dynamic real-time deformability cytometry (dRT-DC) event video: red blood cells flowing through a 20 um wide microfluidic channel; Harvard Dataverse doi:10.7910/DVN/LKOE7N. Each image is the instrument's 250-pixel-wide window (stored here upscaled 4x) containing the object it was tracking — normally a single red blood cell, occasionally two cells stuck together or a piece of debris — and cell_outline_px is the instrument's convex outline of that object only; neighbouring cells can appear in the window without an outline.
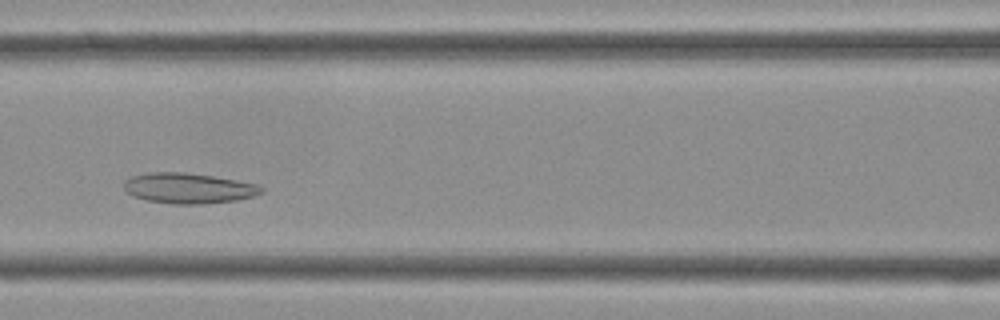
{"species": "Egyptian fruit bat (a non-hibernating species)", "species_latin": "Rousettus aegyptiacus", "temperature_condition": "cold", "stored_images_in_passage": 37, "camera_frame_rate_fps": 3000, "um_per_image_px": 0.085, "frame": {"image": 1, "passage_image": 13, "time_ms": 4.0, "image_size_px": [1000, 320], "cell_outline_px": [[264, 192], [252, 196], [236, 200], [208, 204], [172, 204], [144, 200], [132, 196], [124, 188], [124, 180], [132, 176], [152, 172], [184, 172], [212, 176], [236, 180], [256, 184], [264, 188]], "centroid_in_image_um": [16.01, 16.01], "position_along_channel_um": 150.6, "area_um2": 24.45}}
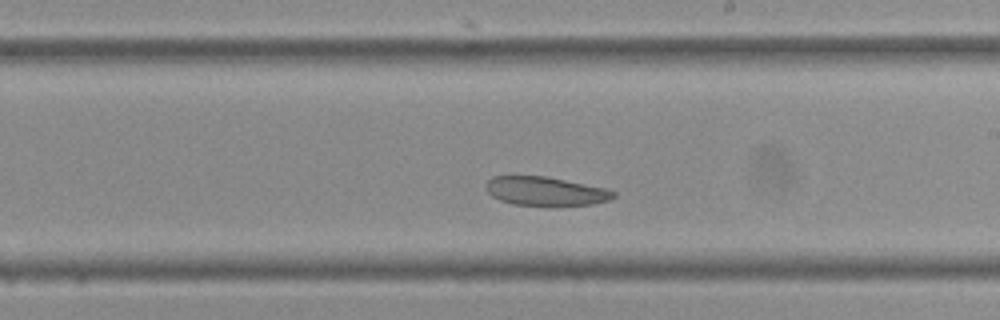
{"frame": {"image": 2, "passage_image": 19, "time_ms": 6.0, "image_size_px": [1000, 320], "cell_outline_px": [[616, 196], [608, 200], [592, 204], [548, 208], [512, 204], [500, 200], [492, 196], [488, 192], [488, 180], [492, 176], [544, 176], [608, 188], [616, 192]], "centroid_in_image_um": [46.42, 16.29], "position_along_channel_um": 242.6, "area_um2": 22.02}}
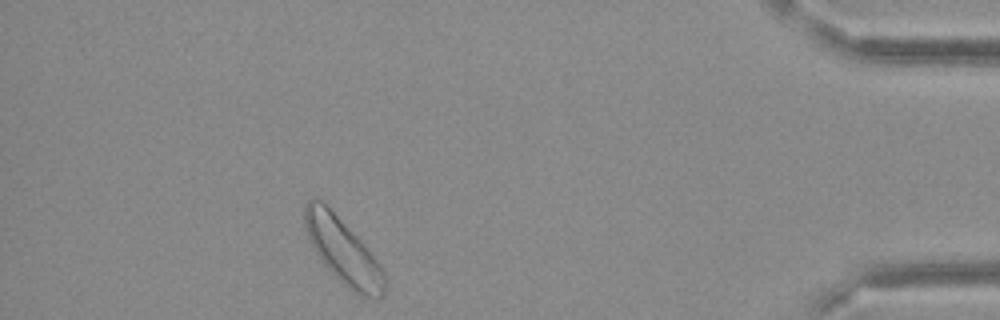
{"frame": {"image": 3, "passage_image": 33, "time_ms": 10.667, "image_size_px": [1000, 320], "cell_outline_px": [[384, 292], [380, 296], [360, 296], [348, 288], [324, 264], [316, 252], [304, 228], [304, 204], [308, 200], [320, 200], [364, 244], [380, 264], [384, 272]], "centroid_in_image_um": [29.13, 21.34], "position_along_channel_um": 406.1, "area_um2": 29.3}}